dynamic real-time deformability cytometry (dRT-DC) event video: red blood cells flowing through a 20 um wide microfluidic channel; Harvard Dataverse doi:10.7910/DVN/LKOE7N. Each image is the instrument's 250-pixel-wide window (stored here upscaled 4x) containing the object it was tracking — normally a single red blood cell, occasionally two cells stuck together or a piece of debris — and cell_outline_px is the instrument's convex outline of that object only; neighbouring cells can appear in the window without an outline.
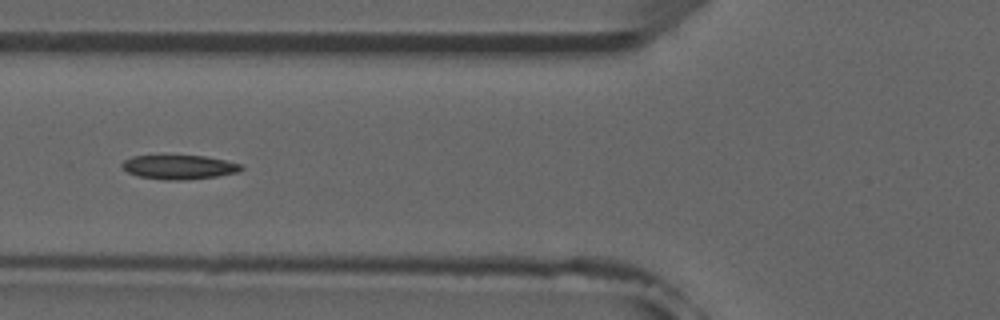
{"species": "common noctule bat (a hibernating species)", "species_latin": "Nyctalus noctula", "temperature_condition": "room temperature", "stored_images_in_passage": 9, "camera_frame_rate_fps": 3000, "um_per_image_px": 0.085, "animal": {"sex": "male", "forearm_length_mm": 52.5}, "frame": {"image": 1, "passage_image": 6, "time_ms": 6.0, "image_size_px": [1000, 320], "cell_outline_px": [[244, 168], [236, 172], [216, 176], [180, 180], [164, 180], [136, 176], [128, 172], [120, 164], [124, 160], [132, 156], [204, 156], [244, 164]], "centroid_in_image_um": [15.21, 14.2], "position_along_channel_um": 110.6, "area_um2": 16.65}}
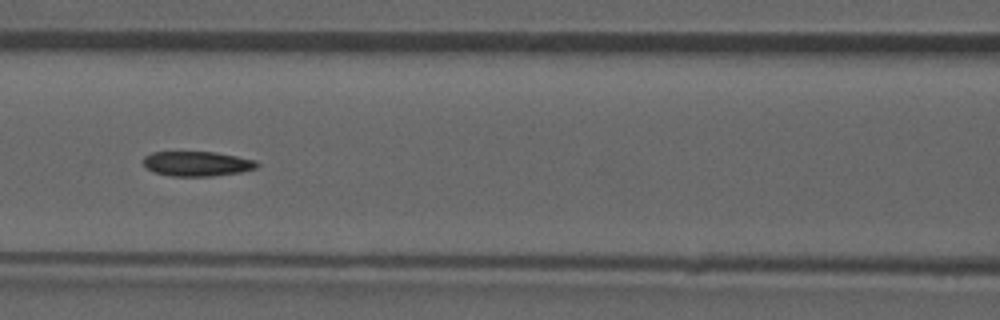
{"frame": {"image": 2, "passage_image": 7, "time_ms": 7.0, "image_size_px": [1000, 320], "cell_outline_px": [[260, 164], [256, 168], [240, 172], [212, 176], [172, 176], [152, 172], [144, 164], [144, 156], [152, 152], [216, 152], [256, 160]], "centroid_in_image_um": [16.76, 13.91], "position_along_channel_um": 149.8, "area_um2": 16.42}}